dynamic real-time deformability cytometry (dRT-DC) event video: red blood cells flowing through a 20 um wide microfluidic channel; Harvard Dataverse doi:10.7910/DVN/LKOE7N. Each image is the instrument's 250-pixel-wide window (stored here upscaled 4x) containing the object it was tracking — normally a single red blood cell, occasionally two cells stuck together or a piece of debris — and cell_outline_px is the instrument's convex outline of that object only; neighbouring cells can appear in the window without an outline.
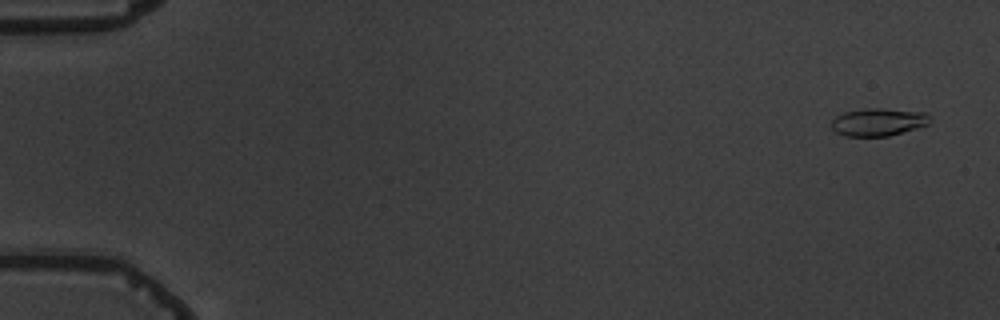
{"species": "common noctule bat (a hibernating species)", "species_latin": "Nyctalus noctula", "temperature_condition": "warm", "stored_images_in_passage": 6, "camera_frame_rate_fps": 3000, "um_per_image_px": 0.085, "animal": {"sex": "male", "body_mass_g": 19.5, "forearm_length_mm": 54.6}, "frame": {"image": 1, "passage_image": 1, "time_ms": 0.0, "image_size_px": [1000, 320], "cell_outline_px": [[932, 120], [928, 124], [916, 128], [888, 136], [844, 136], [836, 132], [832, 128], [832, 120], [836, 116], [844, 112], [864, 108], [884, 108], [924, 112]], "centroid_in_image_um": [74.64, 10.36], "position_along_channel_um": 10.4, "area_um2": 15.9}}
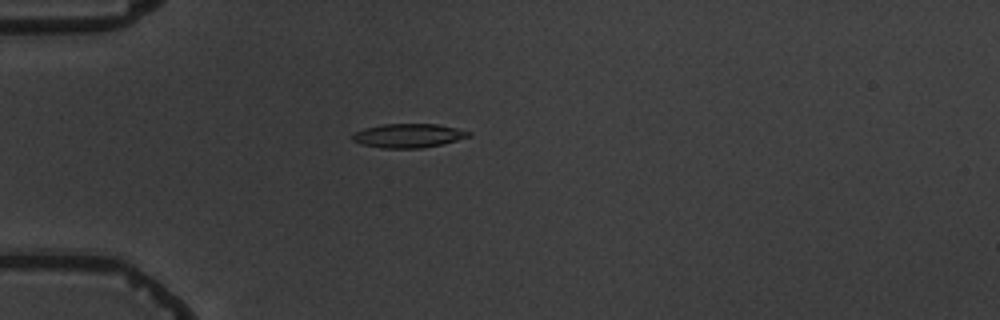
{"frame": {"image": 2, "passage_image": 5, "time_ms": 4.667, "image_size_px": [1000, 320], "cell_outline_px": [[472, 136], [440, 144], [420, 148], [384, 148], [360, 144], [352, 140], [352, 132], [364, 128], [384, 124], [436, 124], [456, 128], [472, 132]], "centroid_in_image_um": [34.68, 11.52], "position_along_channel_um": 50.3, "area_um2": 16.18}}